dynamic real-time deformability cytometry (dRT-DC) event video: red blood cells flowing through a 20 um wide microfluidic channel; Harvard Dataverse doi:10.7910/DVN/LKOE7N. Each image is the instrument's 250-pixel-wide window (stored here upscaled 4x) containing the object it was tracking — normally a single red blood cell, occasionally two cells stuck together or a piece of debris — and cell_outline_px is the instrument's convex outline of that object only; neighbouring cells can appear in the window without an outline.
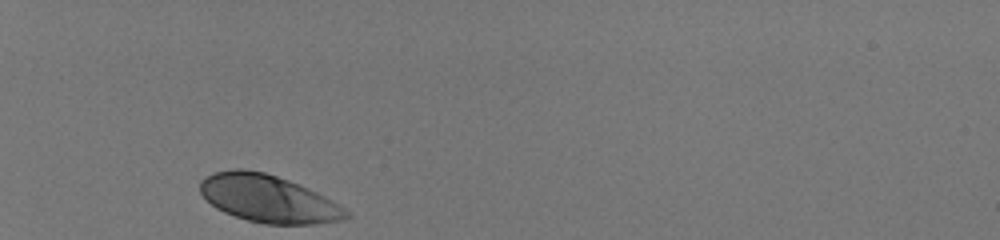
{"species": "human", "species_latin": "Homo sapiens", "temperature_condition": "room temperature", "stored_images_in_passage": 30, "camera_frame_rate_fps": 3000, "um_per_image_px": 0.085, "donor": {"sex": "male"}, "frame": {"image": 1, "passage_image": 1, "time_ms": 0.0, "image_size_px": [1000, 240], "cell_outline_px": [[352, 216], [344, 220], [316, 224], [264, 224], [248, 220], [224, 212], [216, 208], [200, 192], [200, 180], [204, 176], [212, 172], [232, 168], [244, 168], [264, 172], [300, 184], [332, 200], [352, 212]], "centroid_in_image_um": [22.83, 16.88], "position_along_channel_um": 62.2, "area_um2": 40.69}}
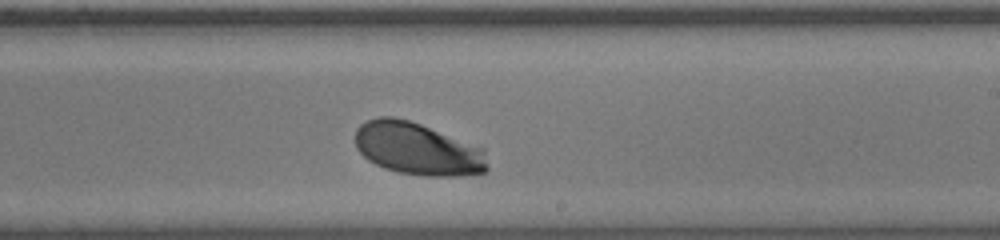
{"frame": {"image": 2, "passage_image": 18, "time_ms": 5.667, "image_size_px": [1000, 240], "cell_outline_px": [[488, 172], [456, 176], [424, 176], [400, 172], [384, 168], [368, 160], [356, 148], [356, 128], [360, 124], [376, 116], [392, 116], [408, 120], [420, 124], [484, 148], [488, 164]], "centroid_in_image_um": [35.5, 12.65], "position_along_channel_um": 253.5, "area_um2": 40.52}}
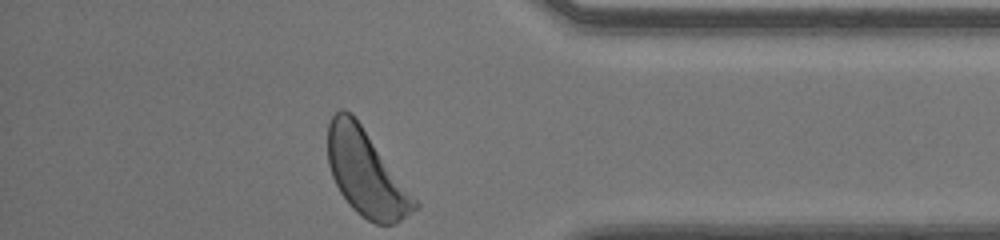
{"frame": {"image": 3, "passage_image": 30, "time_ms": 9.667, "image_size_px": [1000, 240], "cell_outline_px": [[420, 204], [416, 208], [396, 224], [376, 224], [360, 216], [348, 204], [340, 192], [332, 176], [328, 164], [328, 124], [332, 116], [340, 108], [344, 108], [352, 112]], "centroid_in_image_um": [31.09, 14.7], "position_along_channel_um": 404.1, "area_um2": 43.12}, "authors_computed_cell_mechanics": {"area_um2": 40.46, "velocity_mm_per_s": 3.9755, "shape_relaxation_time_tau1_ms": 1.8238, "shape_relaxation_time_tau2_ms": null, "deformation_change_tau1": 0.1368, "deformation_change_tau2": null}}